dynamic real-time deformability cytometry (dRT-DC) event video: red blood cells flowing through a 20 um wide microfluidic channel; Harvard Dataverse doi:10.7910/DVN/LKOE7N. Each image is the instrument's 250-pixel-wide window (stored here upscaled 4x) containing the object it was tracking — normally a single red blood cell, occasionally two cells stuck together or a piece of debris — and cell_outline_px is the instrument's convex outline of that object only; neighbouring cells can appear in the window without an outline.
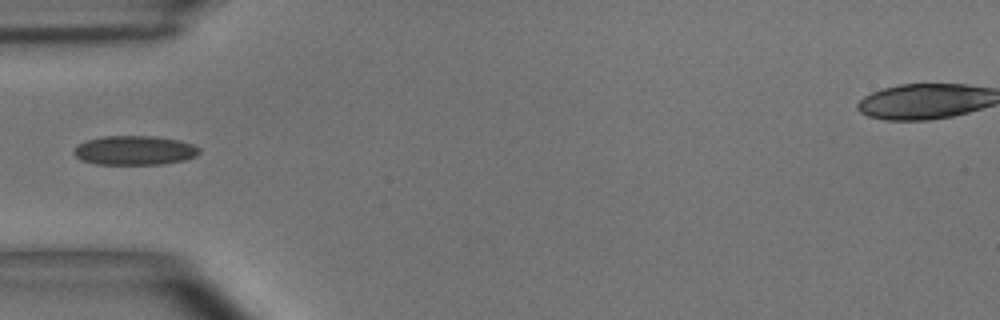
{"species": "common noctule bat (a hibernating species)", "species_latin": "Nyctalus noctula", "temperature_condition": "room temperature", "stored_images_in_passage": 13, "camera_frame_rate_fps": 3000, "um_per_image_px": 0.085, "animal": {"sex": "male", "body_mass_g": 15.6}, "frame": {"image": 1, "passage_image": 1, "time_ms": 0.0, "image_size_px": [1000, 320], "cell_outline_px": [[200, 152], [196, 156], [184, 160], [164, 164], [96, 164], [80, 160], [72, 152], [84, 140], [100, 136], [156, 136], [180, 140], [192, 144], [200, 148]], "centroid_in_image_um": [11.44, 12.77], "position_along_channel_um": 73.6, "area_um2": 21.56}}